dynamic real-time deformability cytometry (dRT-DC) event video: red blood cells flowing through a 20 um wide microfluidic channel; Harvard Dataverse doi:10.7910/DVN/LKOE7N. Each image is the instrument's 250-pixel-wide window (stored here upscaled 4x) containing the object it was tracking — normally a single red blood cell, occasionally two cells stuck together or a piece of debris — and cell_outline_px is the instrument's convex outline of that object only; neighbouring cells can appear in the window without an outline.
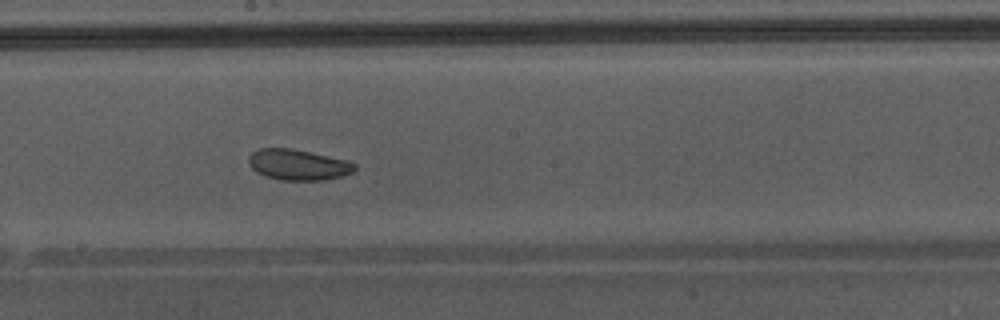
{"species": "Egyptian fruit bat (a non-hibernating species)", "species_latin": "Rousettus aegyptiacus", "temperature_condition": "warm", "stored_images_in_passage": 37, "camera_frame_rate_fps": 3000, "um_per_image_px": 0.085, "animal": {"sex": "male"}, "frame": {"image": 1, "passage_image": 16, "time_ms": 5.0, "image_size_px": [1000, 320], "cell_outline_px": [[356, 168], [352, 172], [344, 176], [324, 180], [280, 180], [256, 172], [248, 164], [248, 156], [252, 152], [260, 148], [292, 148], [348, 160], [356, 164]], "centroid_in_image_um": [25.35, 14.0], "position_along_channel_um": 222.9, "area_um2": 19.13}, "authors_computed_cell_mechanics": {"area_um2": 20.8658, "velocity_mm_per_s": 4.3074, "shape_relaxation_time_tau1_ms": null, "shape_relaxation_time_tau2_ms": 6.6983, "deformation_change_tau1": null, "deformation_change_tau2": 0.097}}